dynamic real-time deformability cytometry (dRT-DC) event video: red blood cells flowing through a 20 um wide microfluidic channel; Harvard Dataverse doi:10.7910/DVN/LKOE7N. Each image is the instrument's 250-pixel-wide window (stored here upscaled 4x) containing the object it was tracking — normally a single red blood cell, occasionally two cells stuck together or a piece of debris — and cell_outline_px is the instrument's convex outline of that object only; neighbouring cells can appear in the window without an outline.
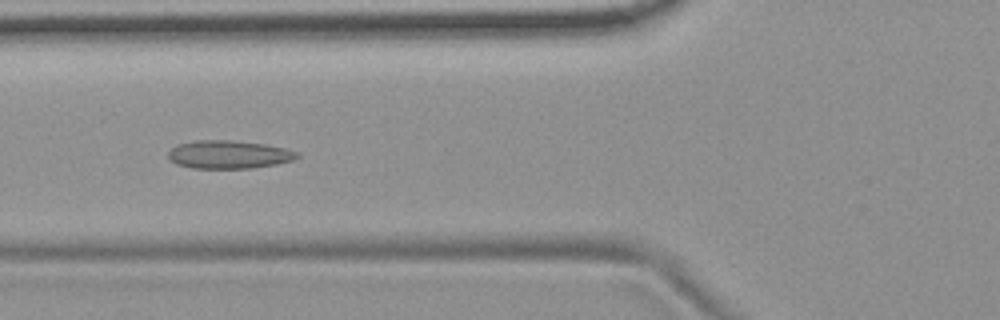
{"species": "common noctule bat (a hibernating species)", "species_latin": "Nyctalus noctula", "temperature_condition": "room temperature", "stored_images_in_passage": 51, "camera_frame_rate_fps": 3000, "um_per_image_px": 0.085, "animal": {"sex": "female", "body_mass_g": 19.9}, "frame": {"image": 1, "passage_image": 17, "time_ms": 5.333, "image_size_px": [1000, 320], "cell_outline_px": [[300, 156], [292, 160], [276, 164], [252, 168], [192, 168], [176, 164], [168, 160], [168, 152], [176, 144], [196, 140], [232, 140], [264, 144], [284, 148], [300, 152]], "centroid_in_image_um": [19.42, 13.13], "position_along_channel_um": 106.4, "area_um2": 21.27}}
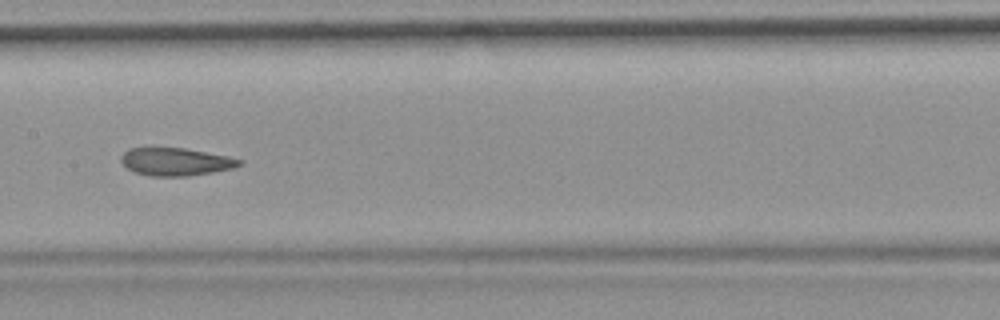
{"frame": {"image": 2, "passage_image": 24, "time_ms": 7.667, "image_size_px": [1000, 320], "cell_outline_px": [[244, 164], [232, 168], [212, 172], [188, 176], [152, 176], [136, 172], [128, 168], [120, 160], [120, 156], [128, 148], [184, 148], [228, 156], [244, 160]], "centroid_in_image_um": [14.96, 13.74], "position_along_channel_um": 192.4, "area_um2": 19.07}}
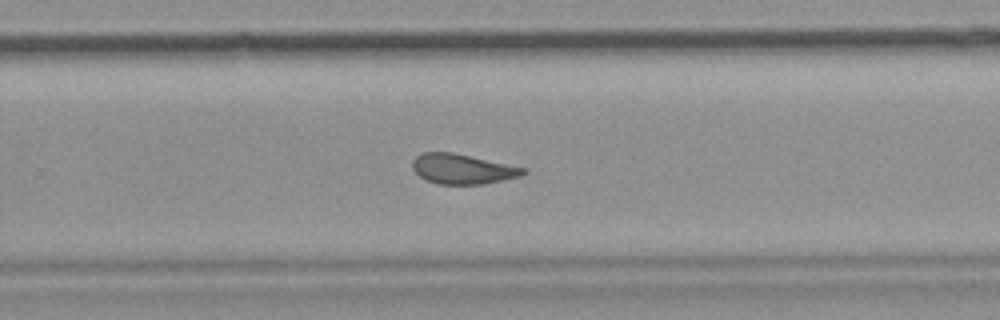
{"frame": {"image": 3, "passage_image": 32, "time_ms": 10.333, "image_size_px": [1000, 320], "cell_outline_px": [[528, 172], [520, 176], [484, 184], [436, 184], [424, 180], [412, 168], [412, 160], [420, 152], [452, 152], [528, 168]], "centroid_in_image_um": [39.31, 14.36], "position_along_channel_um": 290.5, "area_um2": 19.54}, "authors_computed_cell_mechanics": {"area_um2": 20.5768, "velocity_mm_per_s": 3.6983, "shape_relaxation_time_tau1_ms": null, "shape_relaxation_time_tau2_ms": 2.3429, "deformation_change_tau1": null, "deformation_change_tau2": 0.0852}}